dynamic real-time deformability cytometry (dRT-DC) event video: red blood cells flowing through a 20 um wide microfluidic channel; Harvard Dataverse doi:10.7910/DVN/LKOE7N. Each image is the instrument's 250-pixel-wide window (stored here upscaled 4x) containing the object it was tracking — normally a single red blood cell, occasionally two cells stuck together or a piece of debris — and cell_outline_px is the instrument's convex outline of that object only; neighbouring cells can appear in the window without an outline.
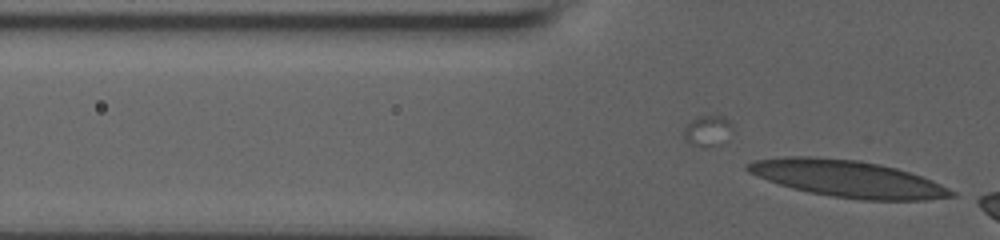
{"species": "human", "species_latin": "Homo sapiens", "temperature_condition": "room temperature", "stored_images_in_passage": 29, "camera_frame_rate_fps": 3000, "um_per_image_px": 0.085, "donor": {"sex": "male"}, "frame": {"image": 1, "passage_image": 29, "time_ms": 9.333, "image_size_px": [1000, 240], "cell_outline_px": [[956, 196], [924, 200], [860, 200], [832, 196], [808, 192], [792, 188], [756, 176], [748, 172], [744, 168], [744, 164], [756, 160], [784, 156], [816, 156], [860, 160], [880, 164], [896, 168], [932, 180], [956, 192]], "centroid_in_image_um": [72.01, 15.18], "position_along_channel_um": 53.8, "area_um2": 43.81}}